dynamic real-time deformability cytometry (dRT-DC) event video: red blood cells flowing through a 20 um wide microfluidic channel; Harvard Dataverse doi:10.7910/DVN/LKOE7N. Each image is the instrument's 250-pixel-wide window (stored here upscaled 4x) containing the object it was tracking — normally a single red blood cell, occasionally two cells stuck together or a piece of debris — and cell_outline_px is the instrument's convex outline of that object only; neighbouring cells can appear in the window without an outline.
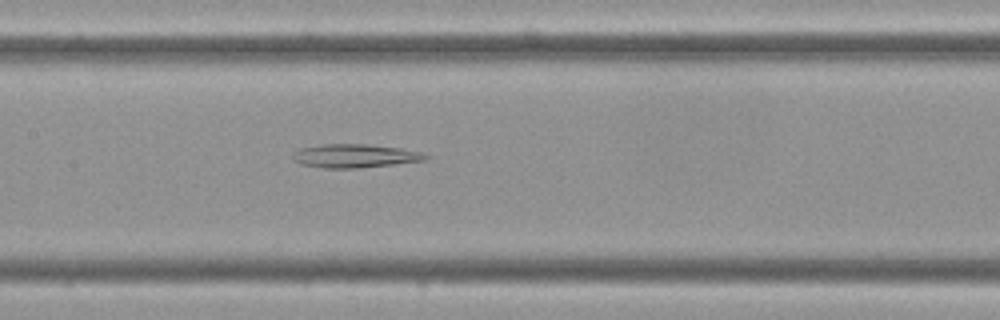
{"species": "Egyptian fruit bat (a non-hibernating species)", "species_latin": "Rousettus aegyptiacus", "temperature_condition": "cold", "stored_images_in_passage": 44, "camera_frame_rate_fps": 3000, "um_per_image_px": 0.085, "frame": {"image": 1, "passage_image": 15, "time_ms": 4.667, "image_size_px": [1000, 320], "cell_outline_px": [[432, 156], [424, 160], [392, 164], [356, 168], [324, 168], [300, 164], [292, 156], [292, 152], [300, 148], [324, 144], [364, 144], [400, 148], [420, 152]], "centroid_in_image_um": [30.14, 13.25], "position_along_channel_um": 177.3, "area_um2": 18.03}}
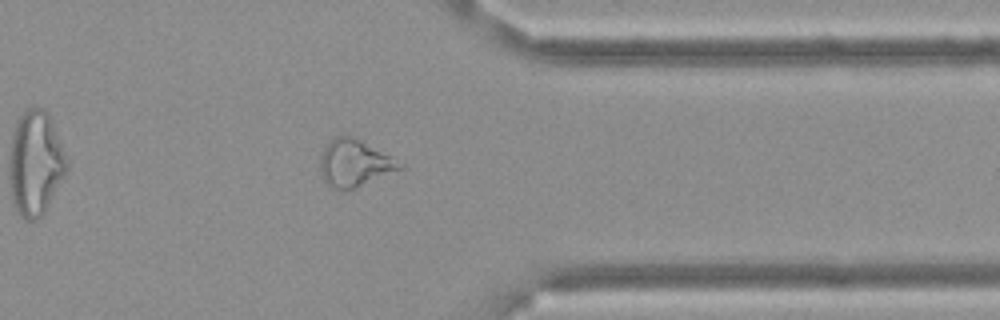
{"frame": {"image": 2, "passage_image": 33, "time_ms": 10.667, "image_size_px": [1000, 320], "cell_outline_px": [[404, 168], [356, 188], [332, 188], [324, 180], [320, 168], [320, 156], [324, 148], [340, 132], [352, 136], [392, 156], [404, 164]], "centroid_in_image_um": [30.15, 13.84], "position_along_channel_um": 381.2, "area_um2": 21.73}}
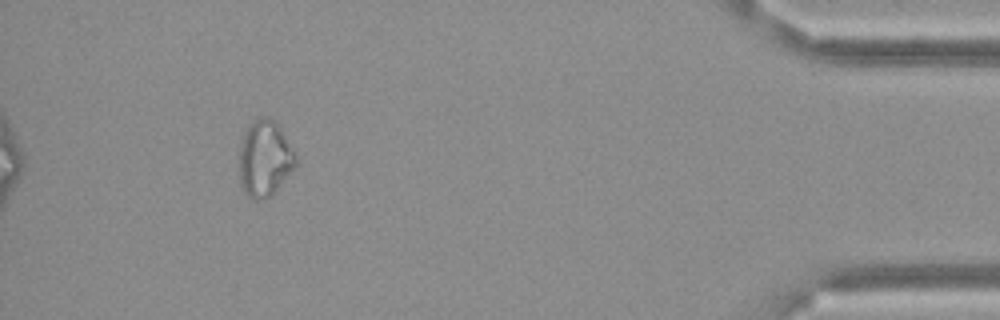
{"frame": {"image": 3, "passage_image": 40, "time_ms": 13.0, "image_size_px": [1000, 320], "cell_outline_px": [[296, 164], [276, 188], [268, 196], [256, 200], [252, 200], [248, 196], [240, 184], [240, 140], [244, 132], [256, 120], [264, 116], [268, 116], [280, 128], [296, 156]], "centroid_in_image_um": [22.46, 13.46], "position_along_channel_um": 412.7, "area_um2": 24.16}}